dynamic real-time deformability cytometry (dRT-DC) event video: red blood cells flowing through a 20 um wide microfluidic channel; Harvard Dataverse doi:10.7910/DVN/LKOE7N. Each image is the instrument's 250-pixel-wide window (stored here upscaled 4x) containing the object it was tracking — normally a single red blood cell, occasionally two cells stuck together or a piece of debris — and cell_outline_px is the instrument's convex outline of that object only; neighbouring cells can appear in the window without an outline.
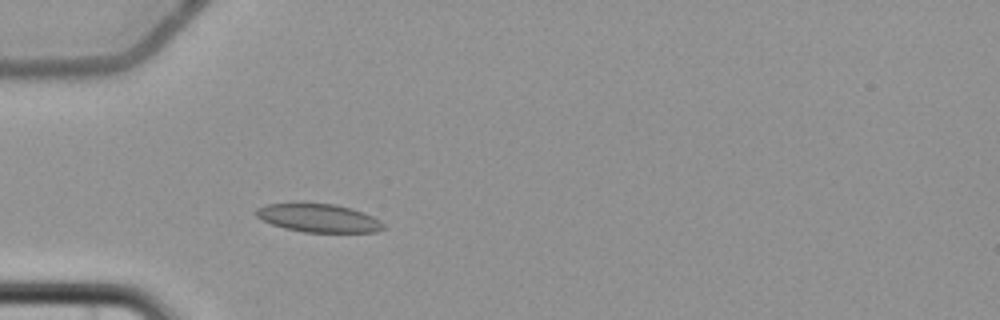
{"species": "common noctule bat (a hibernating species)", "species_latin": "Nyctalus noctula", "temperature_condition": "cold", "stored_images_in_passage": 3, "camera_frame_rate_fps": 3000, "um_per_image_px": 0.085, "animal": {"sex": "female", "body_mass_g": 22.7, "forearm_length_mm": 54.2}, "frame": {"image": 1, "passage_image": 3, "time_ms": 2.333, "image_size_px": [1000, 320], "cell_outline_px": [[388, 228], [376, 232], [304, 232], [284, 228], [272, 224], [256, 216], [256, 208], [268, 204], [296, 200], [300, 200], [336, 204], [352, 208], [372, 216], [380, 220]], "centroid_in_image_um": [27.07, 18.48], "position_along_channel_um": 57.9, "area_um2": 21.85}}